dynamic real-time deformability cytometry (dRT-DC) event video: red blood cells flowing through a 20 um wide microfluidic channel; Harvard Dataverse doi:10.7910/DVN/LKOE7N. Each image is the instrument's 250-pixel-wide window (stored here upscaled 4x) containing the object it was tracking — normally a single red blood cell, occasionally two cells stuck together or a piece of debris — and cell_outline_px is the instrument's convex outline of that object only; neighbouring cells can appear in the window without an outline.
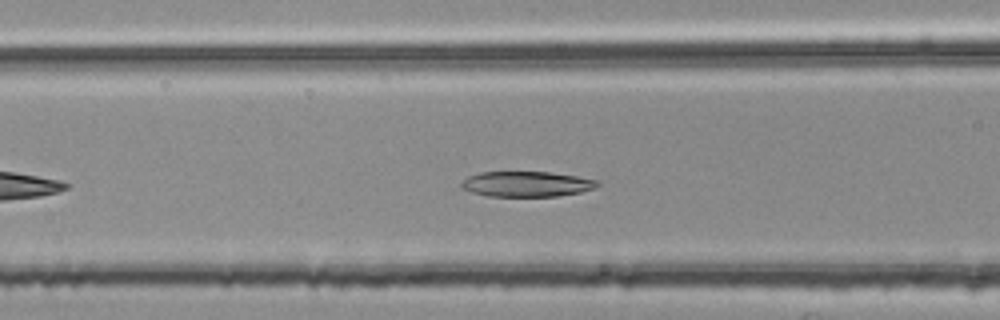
{"species": "common noctule bat (a hibernating species)", "species_latin": "Nyctalus noctula", "temperature_condition": "room temperature", "stored_images_in_passage": 34, "camera_frame_rate_fps": 3000, "um_per_image_px": 0.085, "animal": {"sex": "female", "body_mass_g": 25.1}, "frame": {"image": 1, "passage_image": 10, "time_ms": 3.0, "image_size_px": [1000, 320], "cell_outline_px": [[600, 184], [596, 188], [580, 192], [556, 196], [488, 196], [472, 192], [460, 188], [460, 184], [468, 176], [480, 172], [548, 172], [576, 176], [600, 180]], "centroid_in_image_um": [44.78, 15.64], "position_along_channel_um": 121.8, "area_um2": 20.11}}
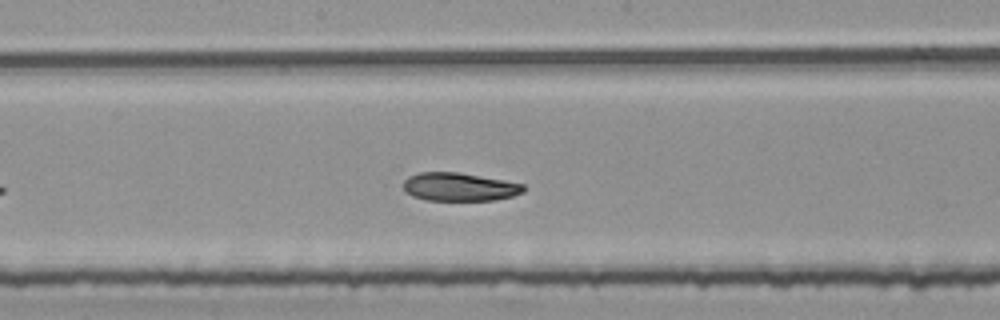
{"frame": {"image": 2, "passage_image": 17, "time_ms": 5.333, "image_size_px": [1000, 320], "cell_outline_px": [[524, 192], [512, 196], [496, 200], [424, 200], [412, 196], [404, 188], [404, 180], [408, 176], [420, 172], [456, 172], [504, 180], [524, 184]], "centroid_in_image_um": [39.05, 15.89], "position_along_channel_um": 209.2, "area_um2": 19.71}}
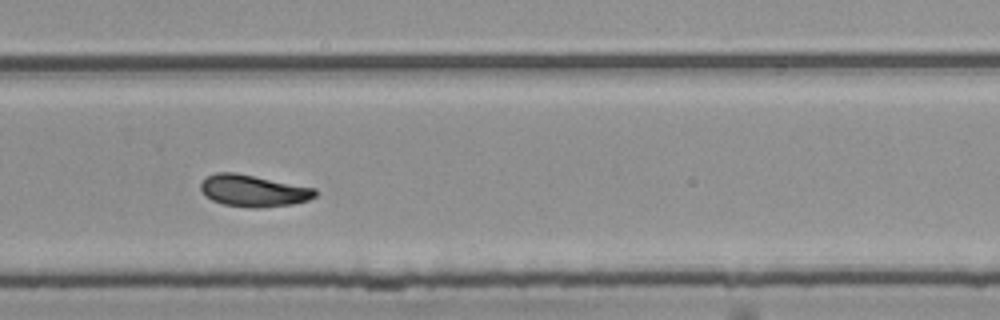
{"frame": {"image": 3, "passage_image": 25, "time_ms": 8.0, "image_size_px": [1000, 320], "cell_outline_px": [[316, 196], [308, 200], [292, 204], [256, 208], [252, 208], [224, 204], [212, 200], [200, 188], [200, 184], [208, 176], [216, 172], [236, 172], [316, 188]], "centroid_in_image_um": [21.56, 16.2], "position_along_channel_um": 308.2, "area_um2": 21.04}}